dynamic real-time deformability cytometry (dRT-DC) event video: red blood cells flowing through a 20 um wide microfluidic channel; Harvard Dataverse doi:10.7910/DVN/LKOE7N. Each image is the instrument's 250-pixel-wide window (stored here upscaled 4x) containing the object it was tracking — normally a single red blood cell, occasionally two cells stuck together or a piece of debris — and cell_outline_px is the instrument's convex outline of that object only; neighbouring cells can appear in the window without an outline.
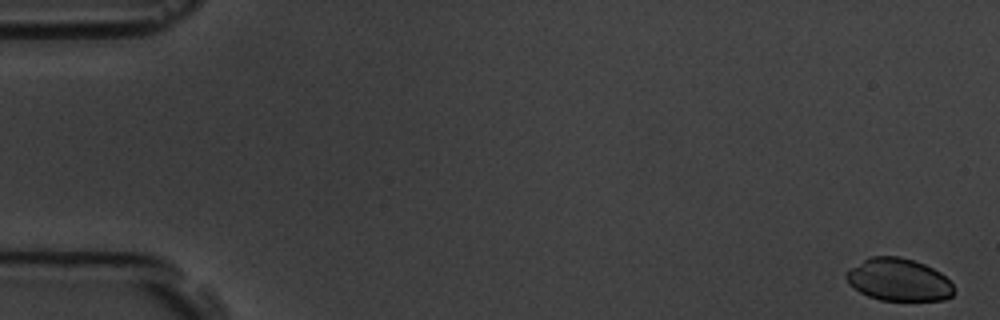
{"species": "common noctule bat (a hibernating species)", "species_latin": "Nyctalus noctula", "temperature_condition": "room temperature", "stored_images_in_passage": 9, "camera_frame_rate_fps": 3000, "um_per_image_px": 0.085, "animal": {"sex": "male", "body_mass_g": 19.5, "forearm_length_mm": 54.6}, "frame": {"image": 1, "passage_image": 1, "time_ms": 0.0, "image_size_px": [1000, 320], "cell_outline_px": [[952, 296], [944, 300], [880, 300], [868, 296], [860, 292], [848, 284], [844, 276], [852, 268], [864, 260], [872, 256], [900, 256], [924, 264], [940, 272], [952, 284]], "centroid_in_image_um": [76.37, 23.78], "position_along_channel_um": 8.6, "area_um2": 26.36}}
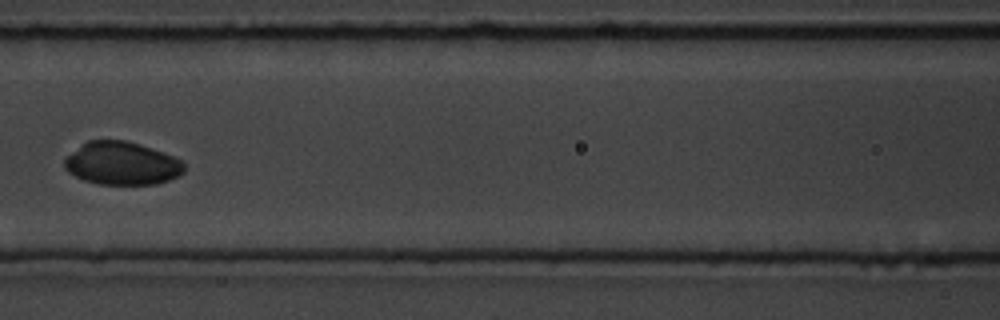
{"frame": {"image": 2, "passage_image": 8, "time_ms": 8.333, "image_size_px": [1000, 320], "cell_outline_px": [[184, 172], [180, 176], [156, 184], [100, 184], [84, 180], [68, 172], [64, 168], [64, 160], [68, 156], [88, 140], [124, 140], [140, 144], [152, 148], [172, 156], [180, 160], [184, 164]], "centroid_in_image_um": [10.37, 13.89], "position_along_channel_um": 156.2, "area_um2": 29.77}}
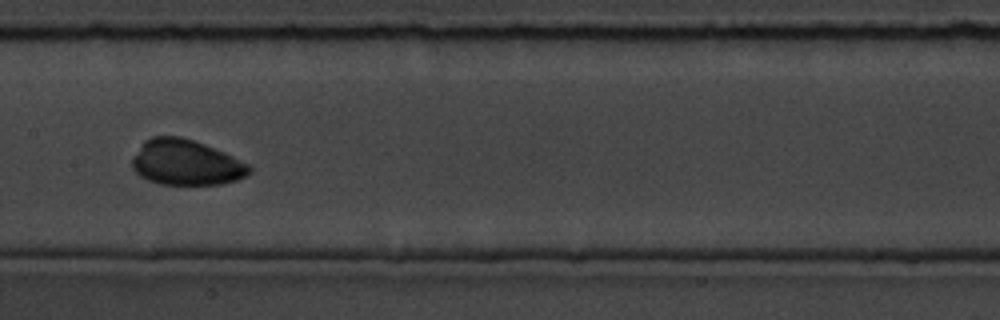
{"frame": {"image": 3, "passage_image": 9, "time_ms": 9.333, "image_size_px": [1000, 320], "cell_outline_px": [[252, 172], [236, 180], [220, 184], [160, 184], [148, 180], [140, 176], [132, 168], [132, 160], [144, 140], [152, 136], [180, 136], [204, 144], [224, 152], [248, 164], [252, 168]], "centroid_in_image_um": [15.8, 13.81], "position_along_channel_um": 191.6, "area_um2": 30.81}}